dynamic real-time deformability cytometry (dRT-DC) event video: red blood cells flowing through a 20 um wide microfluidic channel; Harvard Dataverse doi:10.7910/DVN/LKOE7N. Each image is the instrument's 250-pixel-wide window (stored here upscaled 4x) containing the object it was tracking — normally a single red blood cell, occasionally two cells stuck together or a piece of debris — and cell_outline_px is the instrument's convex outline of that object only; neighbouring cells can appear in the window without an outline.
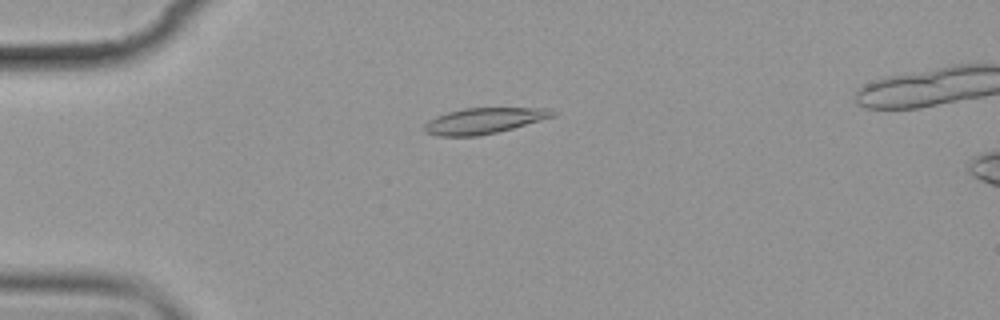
{"species": "common noctule bat (a hibernating species)", "species_latin": "Nyctalus noctula", "temperature_condition": "cold", "stored_images_in_passage": 3, "camera_frame_rate_fps": 3000, "um_per_image_px": 0.085, "animal": {"sex": "female", "body_mass_g": 19.9}, "frame": {"image": 1, "passage_image": 1, "time_ms": 0.0, "image_size_px": [1000, 320], "cell_outline_px": [[556, 116], [512, 128], [480, 136], [440, 136], [424, 132], [424, 124], [428, 120], [436, 116], [448, 112], [464, 108], [552, 108], [556, 112]], "centroid_in_image_um": [41.14, 10.26], "position_along_channel_um": 43.9, "area_um2": 19.31}}